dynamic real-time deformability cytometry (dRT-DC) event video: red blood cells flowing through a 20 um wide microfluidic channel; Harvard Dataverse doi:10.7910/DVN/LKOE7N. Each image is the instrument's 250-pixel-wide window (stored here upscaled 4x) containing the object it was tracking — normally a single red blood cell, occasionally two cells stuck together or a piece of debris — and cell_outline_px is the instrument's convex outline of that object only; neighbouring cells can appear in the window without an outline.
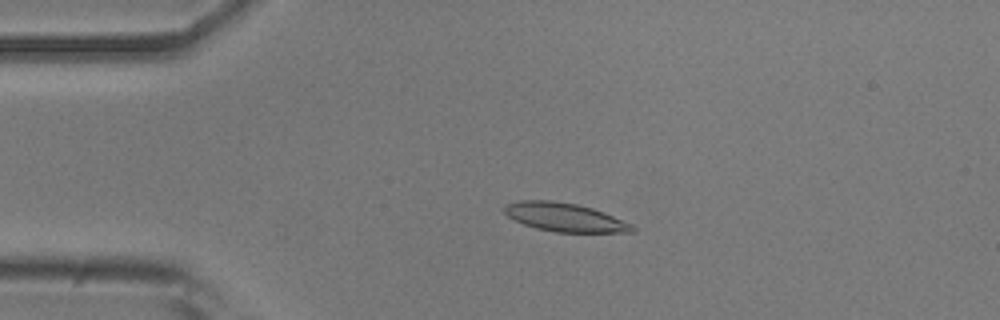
{"species": "common noctule bat (a hibernating species)", "species_latin": "Nyctalus noctula", "temperature_condition": "room temperature", "stored_images_in_passage": 54, "camera_frame_rate_fps": 3000, "um_per_image_px": 0.085, "animal": {"sex": "male", "body_mass_g": 20.5, "forearm_length_mm": 52.5}, "frame": {"image": 1, "passage_image": 12, "time_ms": 3.667, "image_size_px": [1000, 320], "cell_outline_px": [[636, 232], [556, 232], [536, 228], [524, 224], [508, 216], [504, 212], [504, 204], [520, 200], [552, 200], [576, 204], [592, 208], [604, 212], [632, 224], [636, 228]], "centroid_in_image_um": [48.01, 18.46], "position_along_channel_um": 37.0, "area_um2": 21.27}}
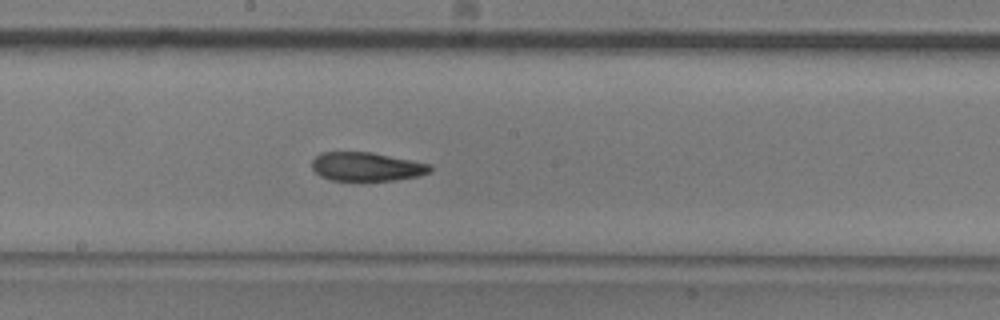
{"frame": {"image": 2, "passage_image": 29, "time_ms": 9.333, "image_size_px": [1000, 320], "cell_outline_px": [[432, 172], [420, 176], [396, 180], [332, 180], [320, 176], [312, 168], [312, 160], [320, 152], [372, 152], [432, 164]], "centroid_in_image_um": [31.2, 14.16], "position_along_channel_um": 217.0, "area_um2": 19.94}}
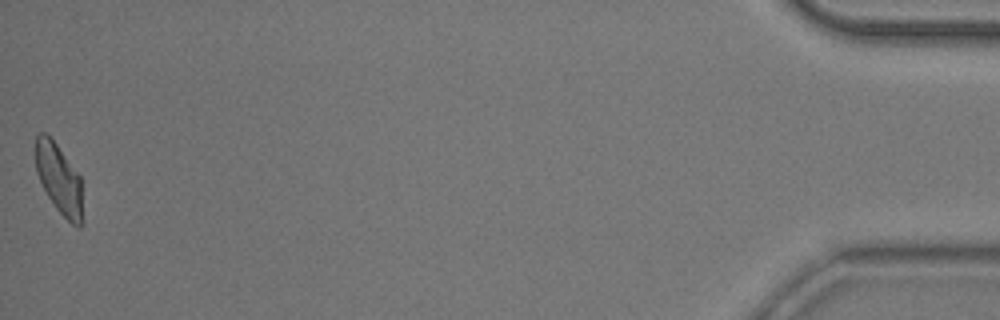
{"frame": {"image": 3, "passage_image": 54, "time_ms": 17.667, "image_size_px": [1000, 320], "cell_outline_px": [[84, 220], [80, 228], [76, 228], [56, 208], [48, 196], [36, 172], [36, 136], [40, 132], [44, 132], [56, 144], [80, 176]], "centroid_in_image_um": [5.06, 15.28], "position_along_channel_um": 430.1, "area_um2": 19.07}, "authors_computed_cell_mechanics": {"area_um2": 20.7791, "velocity_mm_per_s": 3.7394, "shape_relaxation_time_tau1_ms": 4.8658, "shape_relaxation_time_tau2_ms": 2.8898, "deformation_change_tau1": 0.1641, "deformation_change_tau2": 0.0991}}